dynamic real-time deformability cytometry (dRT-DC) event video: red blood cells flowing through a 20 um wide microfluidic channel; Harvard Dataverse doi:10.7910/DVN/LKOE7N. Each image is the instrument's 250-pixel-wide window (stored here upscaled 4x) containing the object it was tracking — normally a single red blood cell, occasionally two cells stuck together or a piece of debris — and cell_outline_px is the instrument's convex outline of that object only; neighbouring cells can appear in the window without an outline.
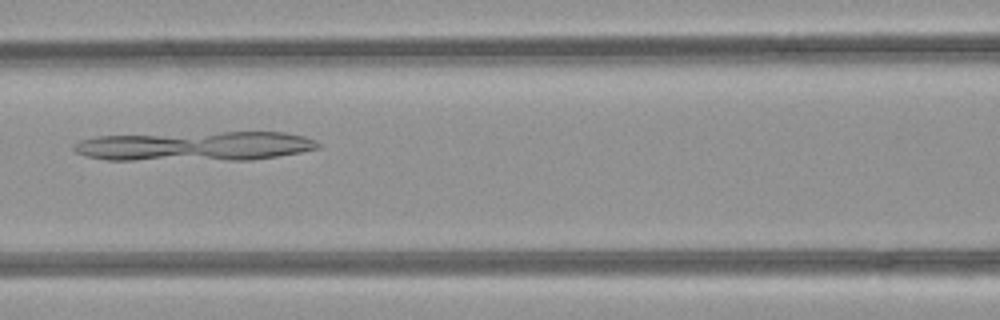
{"species": "common noctule bat (a hibernating species)", "species_latin": "Nyctalus noctula", "temperature_condition": "room temperature", "stored_images_in_passage": 34, "camera_frame_rate_fps": 3000, "um_per_image_px": 0.085, "animal": {"sex": "female", "body_mass_g": 21.9}, "frame": {"image": 1, "passage_image": 7, "time_ms": 2.0, "image_size_px": [1000, 320], "cell_outline_px": [[320, 148], [300, 152], [252, 160], [108, 160], [84, 156], [76, 152], [72, 148], [72, 144], [80, 140], [96, 136], [224, 132], [284, 132], [304, 136], [316, 140], [320, 144]], "centroid_in_image_um": [16.56, 12.43], "position_along_channel_um": 150.0, "area_um2": 42.14}}
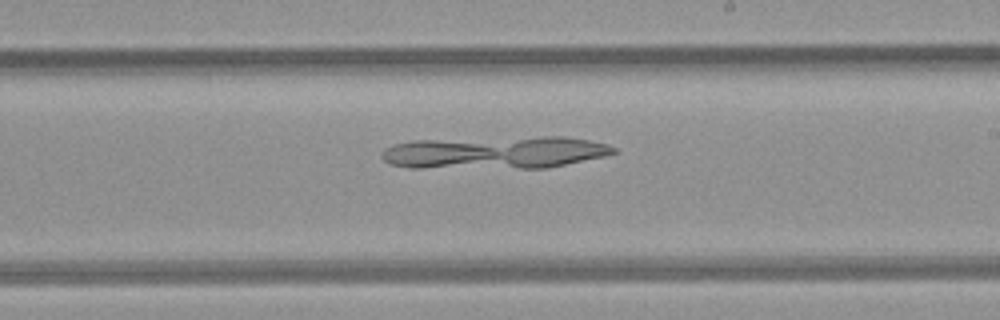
{"frame": {"image": 2, "passage_image": 14, "time_ms": 4.333, "image_size_px": [1000, 320], "cell_outline_px": [[616, 152], [604, 156], [544, 168], [408, 168], [388, 164], [380, 156], [380, 152], [384, 148], [392, 144], [412, 140], [544, 136], [568, 136], [608, 144], [616, 148]], "centroid_in_image_um": [41.99, 12.96], "position_along_channel_um": 247.0, "area_um2": 44.51}}
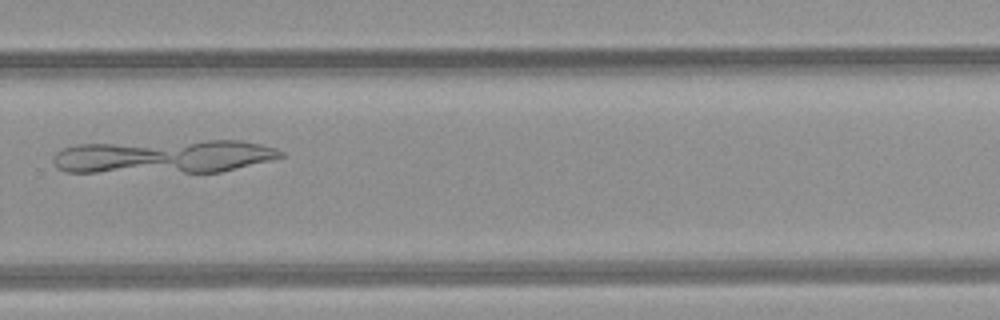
{"frame": {"image": 3, "passage_image": 19, "time_ms": 6.0, "image_size_px": [1000, 320], "cell_outline_px": [[284, 156], [272, 160], [220, 172], [64, 172], [56, 168], [52, 164], [52, 160], [56, 152], [64, 148], [76, 144], [204, 140], [240, 140], [260, 144], [276, 148], [284, 152]], "centroid_in_image_um": [13.9, 13.3], "position_along_channel_um": 315.9, "area_um2": 44.91}}